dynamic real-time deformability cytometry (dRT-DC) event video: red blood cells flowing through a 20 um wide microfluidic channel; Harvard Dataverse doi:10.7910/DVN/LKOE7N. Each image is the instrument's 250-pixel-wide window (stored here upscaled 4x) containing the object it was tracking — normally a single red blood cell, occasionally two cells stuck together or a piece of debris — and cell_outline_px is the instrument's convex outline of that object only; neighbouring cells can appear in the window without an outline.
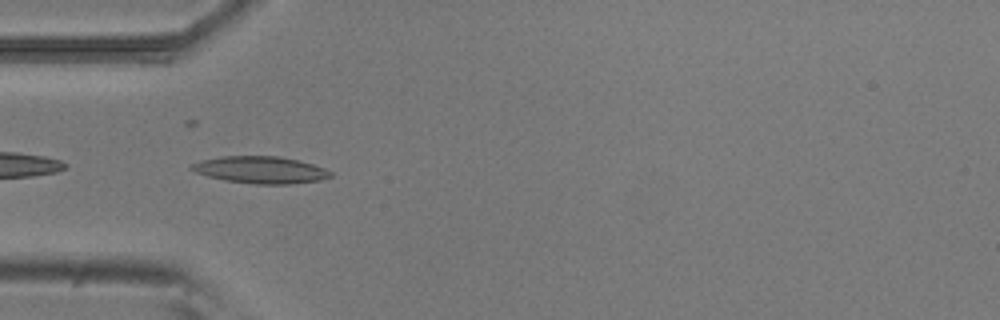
{"species": "common noctule bat (a hibernating species)", "species_latin": "Nyctalus noctula", "temperature_condition": "room temperature", "stored_images_in_passage": 34, "camera_frame_rate_fps": 3000, "um_per_image_px": 0.085, "animal": {"sex": "male", "body_mass_g": 20.5, "forearm_length_mm": 52.5}, "frame": {"image": 1, "passage_image": 5, "time_ms": 1.333, "image_size_px": [1000, 320], "cell_outline_px": [[332, 176], [320, 180], [288, 184], [256, 184], [224, 180], [208, 176], [196, 172], [188, 168], [192, 164], [200, 160], [220, 156], [280, 156], [312, 164], [324, 168], [332, 172]], "centroid_in_image_um": [22.12, 14.43], "position_along_channel_um": 62.9, "area_um2": 21.79}}
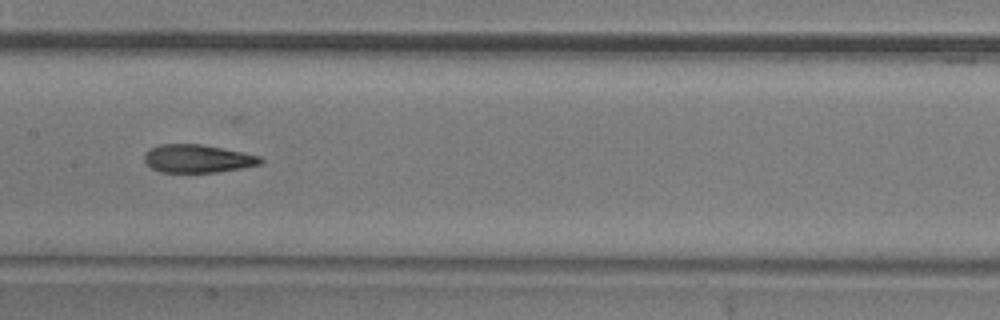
{"frame": {"image": 2, "passage_image": 15, "time_ms": 4.667, "image_size_px": [1000, 320], "cell_outline_px": [[264, 164], [216, 172], [160, 172], [152, 168], [144, 160], [144, 152], [148, 148], [160, 144], [200, 144], [260, 156], [264, 160]], "centroid_in_image_um": [16.77, 13.48], "position_along_channel_um": 190.6, "area_um2": 18.96}}
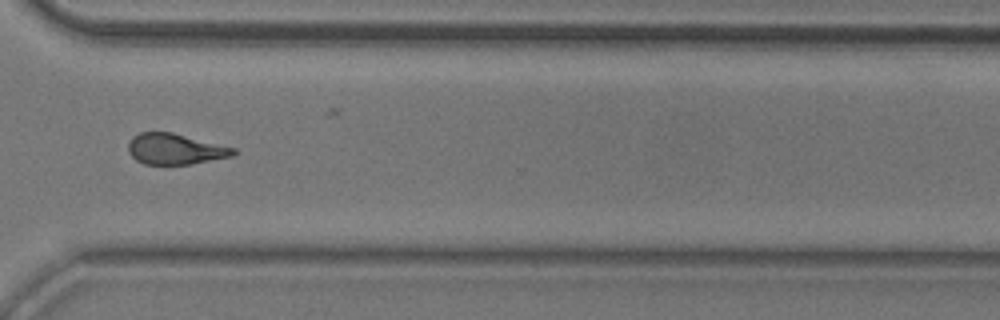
{"frame": {"image": 3, "passage_image": 28, "time_ms": 9.0, "image_size_px": [1000, 320], "cell_outline_px": [[236, 152], [232, 156], [192, 164], [144, 164], [136, 160], [128, 152], [128, 144], [132, 136], [140, 132], [172, 132], [236, 148]], "centroid_in_image_um": [14.88, 12.66], "position_along_channel_um": 355.7, "area_um2": 18.9}, "authors_computed_cell_mechanics": {"area_um2": 19.6231, "velocity_mm_per_s": 3.8264, "shape_relaxation_time_tau1_ms": 6.0306, "shape_relaxation_time_tau2_ms": 2.6947, "deformation_change_tau1": 0.1876, "deformation_change_tau2": 0.1171}}